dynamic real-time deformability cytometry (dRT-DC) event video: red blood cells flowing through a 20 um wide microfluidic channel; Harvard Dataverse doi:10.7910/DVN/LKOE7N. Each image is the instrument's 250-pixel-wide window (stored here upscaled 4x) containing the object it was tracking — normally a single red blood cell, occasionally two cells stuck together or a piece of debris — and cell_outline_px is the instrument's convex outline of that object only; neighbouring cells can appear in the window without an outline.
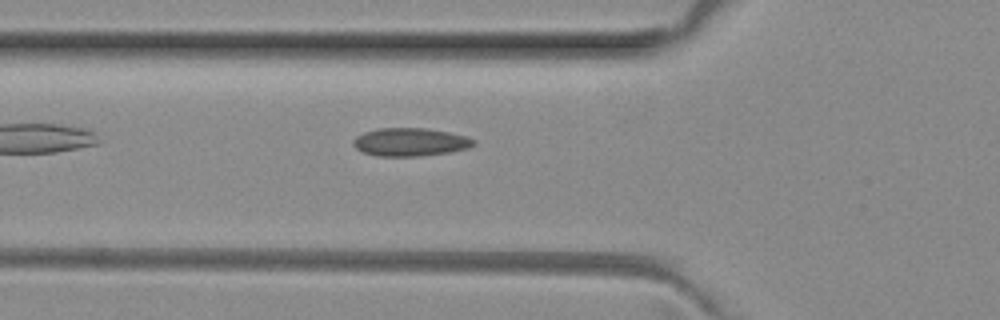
{"species": "common noctule bat (a hibernating species)", "species_latin": "Nyctalus noctula", "temperature_condition": "room temperature", "stored_images_in_passage": 2, "camera_frame_rate_fps": 3000, "um_per_image_px": 0.085, "animal": {"sex": "female", "body_mass_g": 29.2, "forearm_length_mm": 56.3}, "frame": {"image": 1, "passage_image": 2, "time_ms": 0.333, "image_size_px": [1000, 320], "cell_outline_px": [[476, 144], [468, 148], [452, 152], [420, 156], [376, 156], [364, 152], [356, 148], [352, 144], [352, 140], [356, 136], [364, 132], [376, 128], [424, 128], [448, 132], [464, 136], [476, 140]], "centroid_in_image_um": [34.86, 12.07], "position_along_channel_um": 90.9, "area_um2": 19.83}}